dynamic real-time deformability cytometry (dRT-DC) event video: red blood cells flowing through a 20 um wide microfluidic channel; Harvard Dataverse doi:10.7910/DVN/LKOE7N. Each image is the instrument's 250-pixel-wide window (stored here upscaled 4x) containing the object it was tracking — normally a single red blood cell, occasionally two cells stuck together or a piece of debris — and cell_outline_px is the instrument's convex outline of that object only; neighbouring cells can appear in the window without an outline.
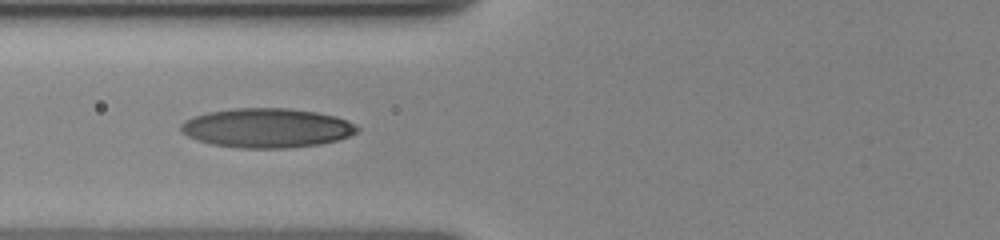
{"species": "human", "species_latin": "Homo sapiens", "temperature_condition": "cold", "stored_images_in_passage": 39, "camera_frame_rate_fps": 3000, "um_per_image_px": 0.085, "donor": {"sex": "female"}, "frame": {"image": 1, "passage_image": 20, "time_ms": 7.333, "image_size_px": [1000, 240], "cell_outline_px": [[360, 128], [356, 132], [348, 136], [336, 140], [320, 144], [288, 148], [240, 148], [212, 144], [188, 136], [180, 132], [180, 124], [184, 120], [208, 112], [236, 108], [288, 108], [316, 112], [336, 116]], "centroid_in_image_um": [22.65, 10.88], "position_along_channel_um": 103.1, "area_um2": 40.17}}
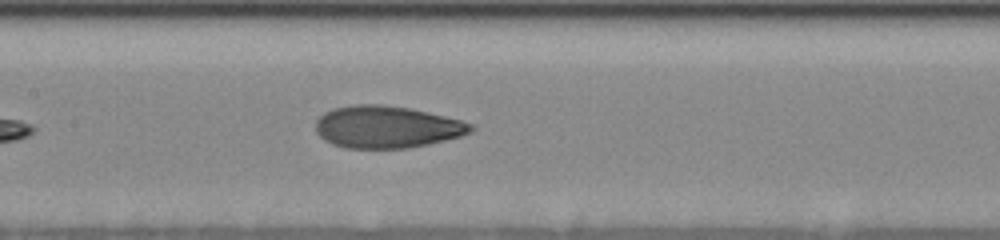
{"frame": {"image": 2, "passage_image": 24, "time_ms": 9.333, "image_size_px": [1000, 240], "cell_outline_px": [[476, 128], [472, 132], [460, 136], [428, 144], [408, 148], [344, 148], [332, 144], [324, 140], [316, 132], [316, 120], [324, 112], [332, 108], [352, 104], [384, 104], [408, 108], [444, 116], [460, 120], [472, 124]], "centroid_in_image_um": [32.84, 10.79], "position_along_channel_um": 174.6, "area_um2": 38.21}}
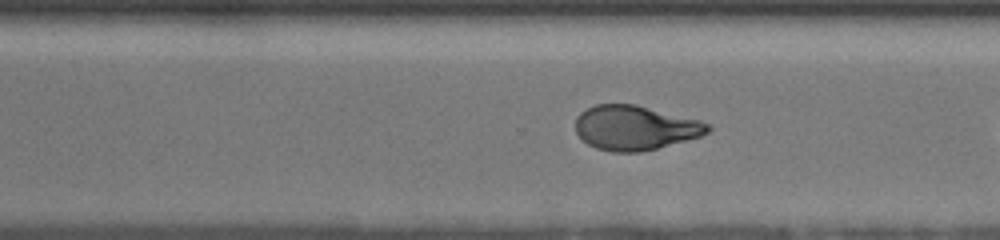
{"frame": {"image": 3, "passage_image": 36, "time_ms": 12.333, "image_size_px": [1000, 240], "cell_outline_px": [[712, 128], [708, 132], [700, 136], [656, 148], [640, 152], [612, 152], [596, 148], [588, 144], [576, 132], [576, 116], [580, 112], [596, 104], [636, 104], [700, 120], [712, 124]], "centroid_in_image_um": [53.99, 10.85], "position_along_channel_um": 316.6, "area_um2": 34.28}}